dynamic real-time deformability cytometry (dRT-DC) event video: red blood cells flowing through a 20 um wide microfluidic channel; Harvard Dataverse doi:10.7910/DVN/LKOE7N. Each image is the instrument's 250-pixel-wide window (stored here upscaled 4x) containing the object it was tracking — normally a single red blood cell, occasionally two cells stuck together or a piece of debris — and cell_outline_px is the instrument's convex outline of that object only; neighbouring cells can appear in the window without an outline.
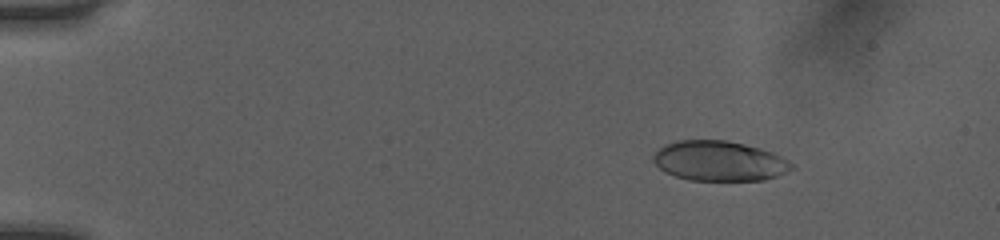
{"species": "human", "species_latin": "Homo sapiens", "temperature_condition": "room temperature", "stored_images_in_passage": 51, "camera_frame_rate_fps": 3000, "um_per_image_px": 0.085, "donor": {"sex": "female"}, "frame": {"image": 1, "passage_image": 7, "time_ms": 2.0, "image_size_px": [1000, 240], "cell_outline_px": [[796, 168], [788, 172], [764, 180], [688, 180], [676, 176], [660, 168], [652, 160], [652, 156], [664, 144], [676, 140], [728, 140], [760, 148], [772, 152], [796, 164]], "centroid_in_image_um": [61.18, 13.68], "position_along_channel_um": 23.8, "area_um2": 32.37}}
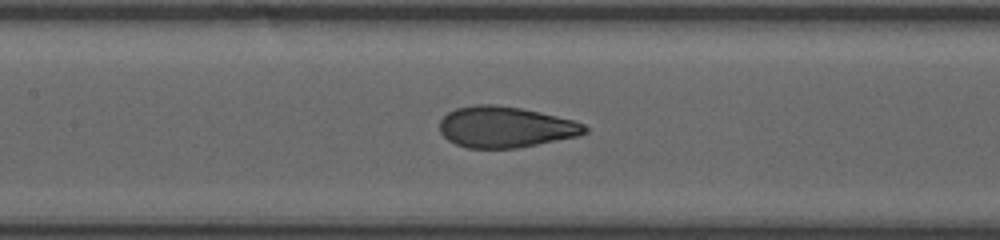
{"frame": {"image": 2, "passage_image": 25, "time_ms": 8.0, "image_size_px": [1000, 240], "cell_outline_px": [[588, 132], [576, 136], [516, 148], [468, 148], [456, 144], [448, 140], [440, 132], [440, 120], [448, 112], [456, 108], [476, 104], [496, 104], [520, 108], [540, 112], [572, 120], [584, 124], [588, 128]], "centroid_in_image_um": [42.93, 10.79], "position_along_channel_um": 164.5, "area_um2": 34.51}}
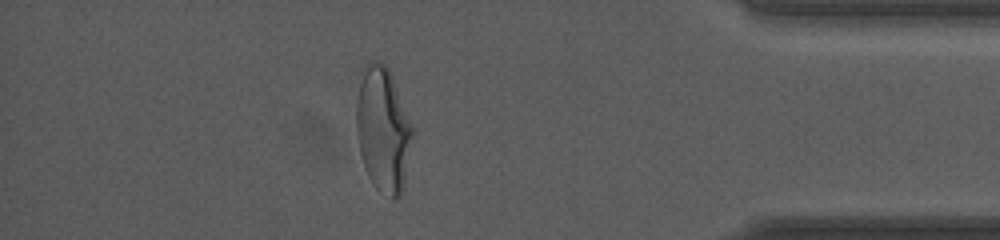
{"frame": {"image": 3, "passage_image": 45, "time_ms": 14.667, "image_size_px": [1000, 240], "cell_outline_px": [[412, 136], [404, 180], [400, 196], [392, 200], [376, 188], [372, 184], [368, 176], [360, 152], [356, 132], [356, 104], [360, 68], [368, 60], [380, 60], [388, 68], [392, 76], [412, 128]], "centroid_in_image_um": [32.5, 10.95], "position_along_channel_um": 402.7, "area_um2": 40.69}, "authors_computed_cell_mechanics": {"area_um2": 34.5066, "velocity_mm_per_s": 4.0542, "shape_relaxation_time_tau1_ms": 5.2743, "shape_relaxation_time_tau2_ms": 0.677, "deformation_change_tau1": 0.2054, "deformation_change_tau2": 0.0754}}